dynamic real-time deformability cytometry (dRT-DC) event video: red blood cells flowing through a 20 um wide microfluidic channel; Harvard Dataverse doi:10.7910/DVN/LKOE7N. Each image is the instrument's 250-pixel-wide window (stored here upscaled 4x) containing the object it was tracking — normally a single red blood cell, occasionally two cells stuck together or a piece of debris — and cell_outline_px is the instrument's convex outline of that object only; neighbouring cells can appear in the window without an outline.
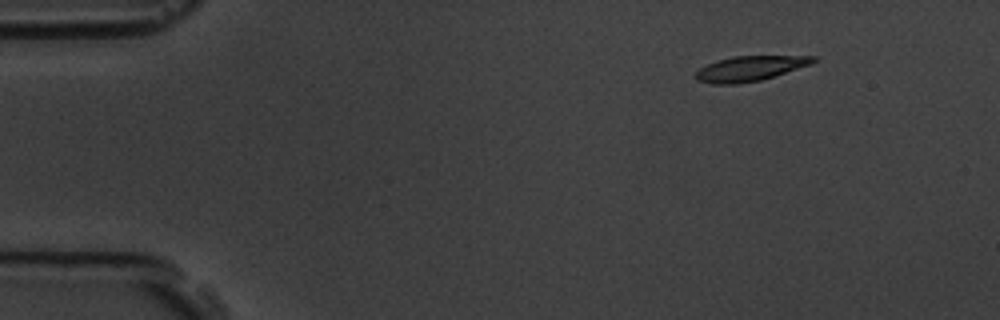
{"species": "common noctule bat (a hibernating species)", "species_latin": "Nyctalus noctula", "temperature_condition": "room temperature", "stored_images_in_passage": 6, "segment_of_instrument_passage": [2, 2], "camera_frame_rate_fps": 3000, "um_per_image_px": 0.085, "animal": {"sex": "male", "body_mass_g": 19.5, "forearm_length_mm": 54.6}, "frame": {"image": 1, "passage_image": 6, "time_ms": 5.667, "image_size_px": [1000, 320], "cell_outline_px": [[816, 60], [812, 64], [760, 80], [736, 84], [712, 84], [696, 80], [696, 72], [700, 68], [716, 60], [732, 56], [816, 56]], "centroid_in_image_um": [63.72, 5.82], "position_along_channel_um": 21.3, "area_um2": 16.99}}